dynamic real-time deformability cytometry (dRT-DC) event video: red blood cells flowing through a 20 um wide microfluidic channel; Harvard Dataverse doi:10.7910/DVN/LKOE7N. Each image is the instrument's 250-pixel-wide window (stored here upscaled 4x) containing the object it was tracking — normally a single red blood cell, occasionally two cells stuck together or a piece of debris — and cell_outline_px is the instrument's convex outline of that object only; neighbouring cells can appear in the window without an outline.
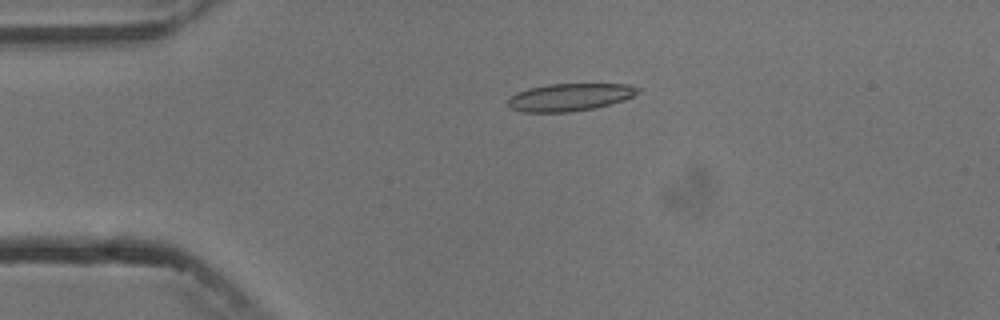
{"species": "common noctule bat (a hibernating species)", "species_latin": "Nyctalus noctula", "temperature_condition": "cold", "stored_images_in_passage": 5, "camera_frame_rate_fps": 3000, "um_per_image_px": 0.085, "animal": {"sex": "male", "body_mass_g": 13.3}, "frame": {"image": 1, "passage_image": 4, "time_ms": 3.333, "image_size_px": [1000, 320], "cell_outline_px": [[640, 92], [624, 100], [596, 108], [572, 112], [524, 112], [512, 108], [508, 104], [508, 100], [516, 92], [528, 88], [548, 84], [628, 84], [640, 88]], "centroid_in_image_um": [48.45, 8.26], "position_along_channel_um": 36.5, "area_um2": 20.87}}